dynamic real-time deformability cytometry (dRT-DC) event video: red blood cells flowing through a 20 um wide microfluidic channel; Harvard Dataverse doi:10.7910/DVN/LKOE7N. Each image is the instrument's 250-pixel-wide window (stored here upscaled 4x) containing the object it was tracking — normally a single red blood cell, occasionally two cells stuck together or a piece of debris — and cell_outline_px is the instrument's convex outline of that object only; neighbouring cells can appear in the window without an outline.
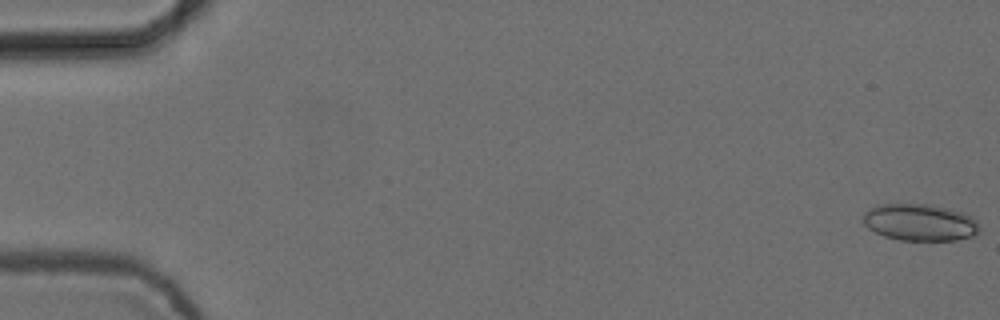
{"species": "common noctule bat (a hibernating species)", "species_latin": "Nyctalus noctula", "temperature_condition": "cold", "stored_images_in_passage": 9, "camera_frame_rate_fps": 3000, "um_per_image_px": 0.085, "animal": {"sex": "female", "body_mass_g": 24.6, "forearm_length_mm": 56.2}, "frame": {"image": 1, "passage_image": 1, "time_ms": 0.0, "image_size_px": [1000, 320], "cell_outline_px": [[980, 232], [972, 236], [956, 240], [900, 240], [884, 236], [868, 228], [864, 224], [864, 212], [880, 204], [928, 204], [948, 208], [964, 212], [972, 216], [976, 220], [980, 228]], "centroid_in_image_um": [78.23, 18.9], "position_along_channel_um": 6.8, "area_um2": 25.03}}
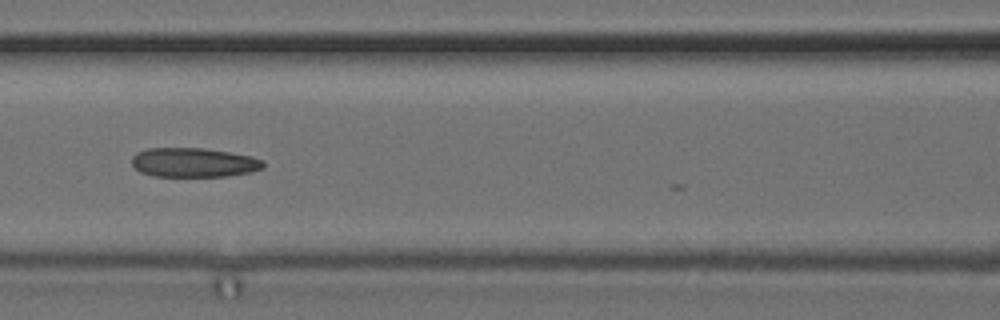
{"frame": {"image": 2, "passage_image": 7, "time_ms": 2.0, "image_size_px": [1000, 320], "cell_outline_px": [[264, 168], [252, 172], [228, 176], [152, 176], [140, 172], [132, 164], [132, 156], [136, 152], [148, 148], [204, 148], [252, 156], [264, 160]], "centroid_in_image_um": [16.48, 13.81], "position_along_channel_um": 150.1, "area_um2": 22.6}}
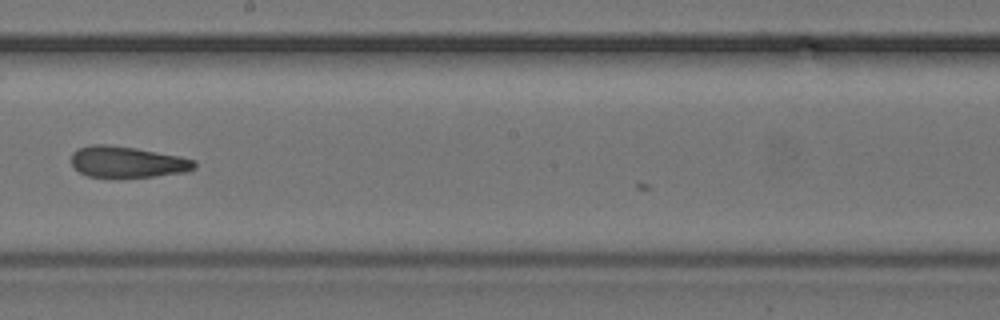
{"frame": {"image": 3, "passage_image": 9, "time_ms": 2.667, "image_size_px": [1000, 320], "cell_outline_px": [[196, 168], [192, 172], [120, 180], [88, 176], [80, 172], [72, 164], [72, 152], [76, 148], [92, 144], [108, 144], [136, 148], [180, 156], [196, 160]], "centroid_in_image_um": [10.86, 13.8], "position_along_channel_um": 237.3, "area_um2": 23.41}}